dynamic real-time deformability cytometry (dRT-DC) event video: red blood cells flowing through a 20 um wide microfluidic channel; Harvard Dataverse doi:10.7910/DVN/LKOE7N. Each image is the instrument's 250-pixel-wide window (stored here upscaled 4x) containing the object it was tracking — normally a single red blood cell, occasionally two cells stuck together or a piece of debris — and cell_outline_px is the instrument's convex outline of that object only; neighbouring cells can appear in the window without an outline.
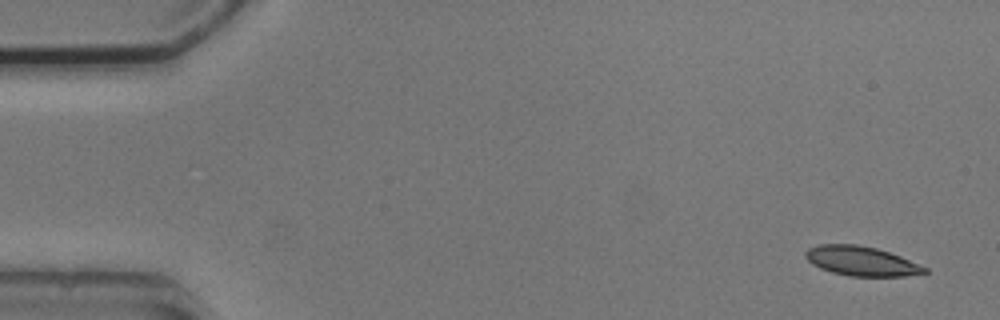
{"species": "common noctule bat (a hibernating species)", "species_latin": "Nyctalus noctula", "temperature_condition": "cold", "stored_images_in_passage": 5, "camera_frame_rate_fps": 3000, "um_per_image_px": 0.085, "animal": {"sex": "male", "body_mass_g": 20.5, "forearm_length_mm": 52.5}, "frame": {"image": 1, "passage_image": 1, "time_ms": 0.0, "image_size_px": [1000, 320], "cell_outline_px": [[928, 272], [904, 276], [848, 276], [832, 272], [820, 268], [812, 264], [804, 256], [804, 252], [808, 248], [820, 244], [856, 244], [876, 248], [900, 256], [928, 268]], "centroid_in_image_um": [73.18, 22.19], "position_along_channel_um": 11.8, "area_um2": 20.4}}